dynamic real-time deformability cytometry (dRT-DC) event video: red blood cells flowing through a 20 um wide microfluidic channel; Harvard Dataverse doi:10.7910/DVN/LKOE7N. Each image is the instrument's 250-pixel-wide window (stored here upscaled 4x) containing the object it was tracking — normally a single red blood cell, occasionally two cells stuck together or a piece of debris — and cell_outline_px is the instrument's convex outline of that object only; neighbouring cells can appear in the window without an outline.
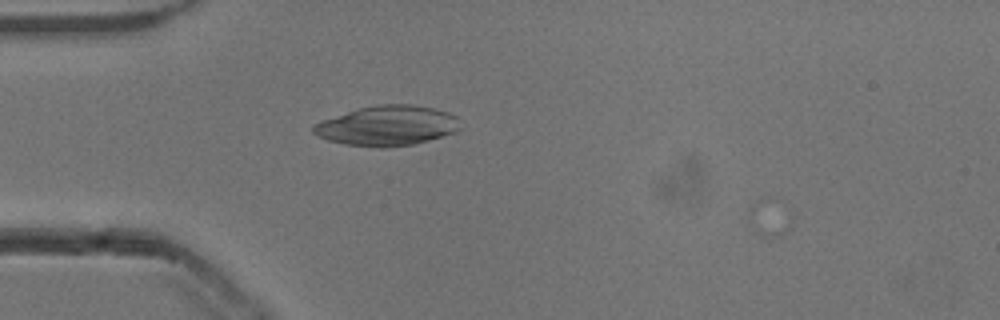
{"species": "common noctule bat (a hibernating species)", "species_latin": "Nyctalus noctula", "temperature_condition": "cold", "stored_images_in_passage": 36, "camera_frame_rate_fps": 3000, "um_per_image_px": 0.085, "animal": {"sex": "male", "body_mass_g": 13.3}, "frame": {"image": 1, "passage_image": 1, "time_ms": 0.0, "image_size_px": [1000, 320], "cell_outline_px": [[460, 128], [456, 132], [428, 140], [412, 144], [384, 148], [376, 148], [344, 144], [328, 140], [312, 132], [312, 124], [356, 108], [376, 104], [412, 104], [432, 108], [448, 112], [456, 116]], "centroid_in_image_um": [32.89, 10.68], "position_along_channel_um": 52.1, "area_um2": 34.28}}
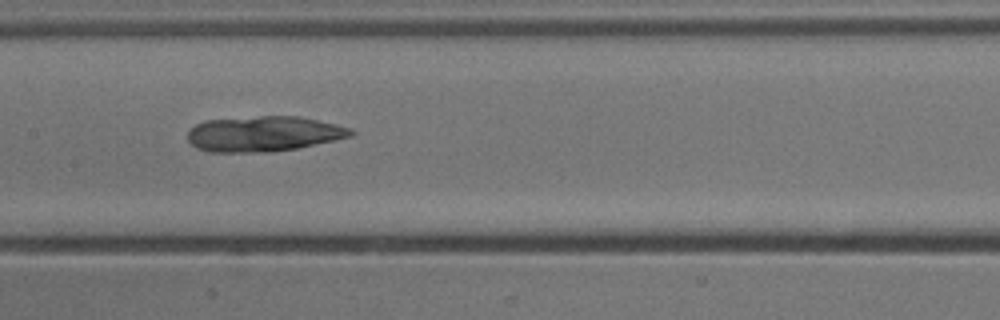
{"frame": {"image": 2, "passage_image": 12, "time_ms": 3.667, "image_size_px": [1000, 320], "cell_outline_px": [[356, 132], [352, 136], [296, 148], [264, 152], [208, 152], [196, 148], [188, 140], [188, 132], [196, 124], [204, 120], [260, 116], [300, 116], [336, 124], [352, 128]], "centroid_in_image_um": [22.41, 11.37], "position_along_channel_um": 185.0, "area_um2": 33.58}}
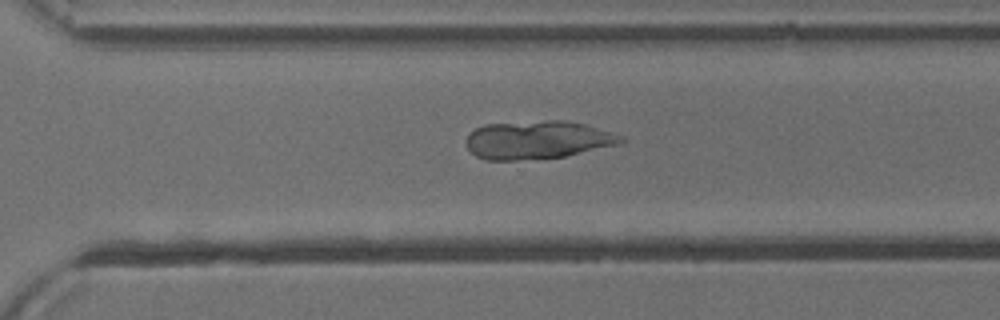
{"frame": {"image": 3, "passage_image": 23, "time_ms": 7.333, "image_size_px": [1000, 320], "cell_outline_px": [[624, 140], [620, 144], [564, 156], [516, 160], [484, 160], [476, 156], [468, 148], [464, 140], [476, 128], [484, 124], [548, 120], [568, 120], [584, 124], [612, 132], [624, 136]], "centroid_in_image_um": [45.69, 11.88], "position_along_channel_um": 324.9, "area_um2": 34.39}}